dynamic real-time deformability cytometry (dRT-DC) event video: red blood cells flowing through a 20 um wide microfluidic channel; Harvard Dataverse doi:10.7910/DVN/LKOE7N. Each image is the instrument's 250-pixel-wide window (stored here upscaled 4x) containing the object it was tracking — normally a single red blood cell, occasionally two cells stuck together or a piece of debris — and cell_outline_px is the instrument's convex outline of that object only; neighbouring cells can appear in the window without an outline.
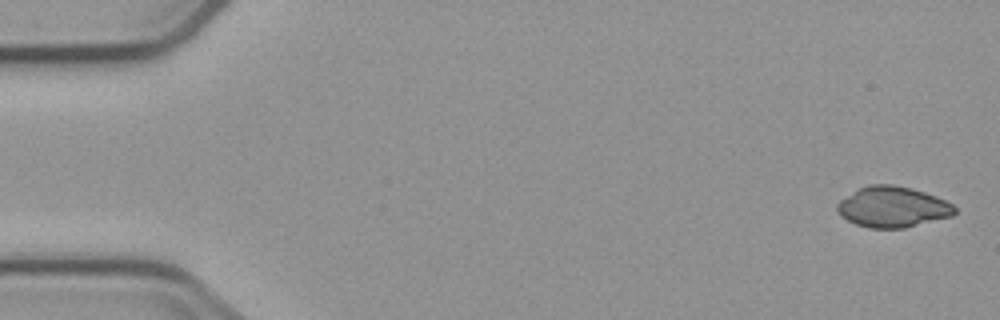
{"species": "common noctule bat (a hibernating species)", "species_latin": "Nyctalus noctula", "temperature_condition": "cold", "stored_images_in_passage": 5, "camera_frame_rate_fps": 3000, "um_per_image_px": 0.085, "animal": {"sex": "male", "body_mass_g": 23.1, "forearm_length_mm": 52.7}, "frame": {"image": 1, "passage_image": 1, "time_ms": 0.0, "image_size_px": [1000, 320], "cell_outline_px": [[956, 212], [952, 216], [904, 228], [868, 228], [856, 224], [840, 216], [836, 208], [836, 204], [840, 200], [860, 188], [868, 184], [892, 184], [912, 188], [936, 196], [952, 204], [956, 208]], "centroid_in_image_um": [75.87, 17.59], "position_along_channel_um": 9.1, "area_um2": 27.86}}